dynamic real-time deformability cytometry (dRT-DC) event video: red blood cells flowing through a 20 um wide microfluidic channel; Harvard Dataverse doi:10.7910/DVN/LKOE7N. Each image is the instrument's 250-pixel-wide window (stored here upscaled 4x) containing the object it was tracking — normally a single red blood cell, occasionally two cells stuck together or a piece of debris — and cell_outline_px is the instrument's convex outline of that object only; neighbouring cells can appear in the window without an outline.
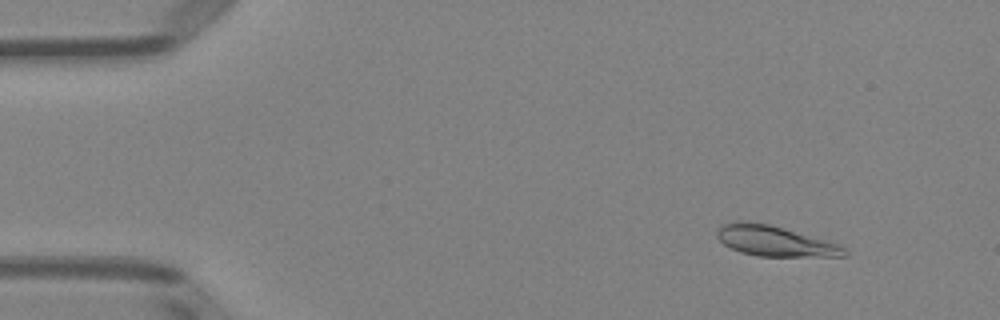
{"species": "Egyptian fruit bat (a non-hibernating species)", "species_latin": "Rousettus aegyptiacus", "temperature_condition": "room temperature", "stored_images_in_passage": 5, "segment_of_instrument_passage": [1, 2], "camera_frame_rate_fps": 3000, "um_per_image_px": 0.085, "animal": {"sex": "female"}, "frame": {"image": 1, "passage_image": 2, "time_ms": 1.0, "image_size_px": [1000, 320], "cell_outline_px": [[848, 256], [756, 256], [740, 252], [724, 244], [716, 236], [716, 232], [720, 224], [736, 220], [748, 220], [768, 224], [840, 244], [848, 252]], "centroid_in_image_um": [65.81, 20.47], "position_along_channel_um": 19.2, "area_um2": 22.6}}